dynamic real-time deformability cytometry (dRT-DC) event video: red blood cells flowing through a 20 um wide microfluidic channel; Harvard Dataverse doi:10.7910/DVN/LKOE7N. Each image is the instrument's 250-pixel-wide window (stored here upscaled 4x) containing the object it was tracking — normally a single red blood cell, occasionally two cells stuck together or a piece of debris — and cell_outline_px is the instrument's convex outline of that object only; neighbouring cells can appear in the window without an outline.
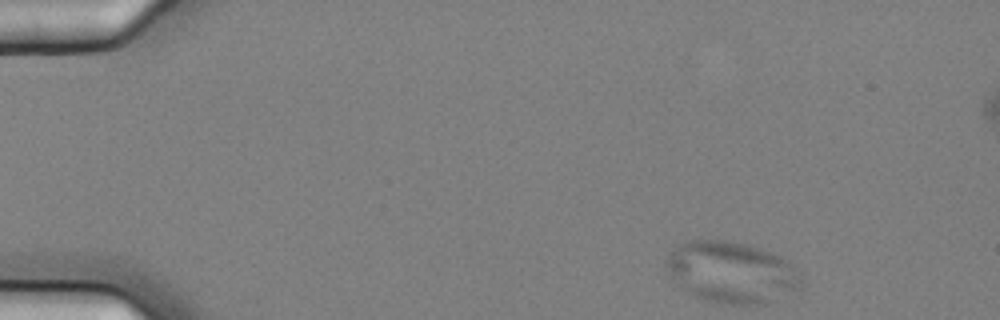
{"species": "common noctule bat (a hibernating species)", "species_latin": "Nyctalus noctula", "temperature_condition": "cold", "stored_images_in_passage": 5, "camera_frame_rate_fps": 3000, "um_per_image_px": 0.085, "animal": {"sex": "female", "body_mass_g": 25.1}, "frame": {"image": 1, "passage_image": 1, "time_ms": 0.0, "image_size_px": [1000, 320], "cell_outline_px": [[800, 288], [764, 304], [732, 304], [708, 300], [696, 296], [672, 280], [664, 268], [664, 260], [684, 240], [728, 240], [748, 244], [760, 248], [780, 256], [788, 260], [800, 272]], "centroid_in_image_um": [62.16, 23.11], "position_along_channel_um": 22.8, "area_um2": 48.15}}
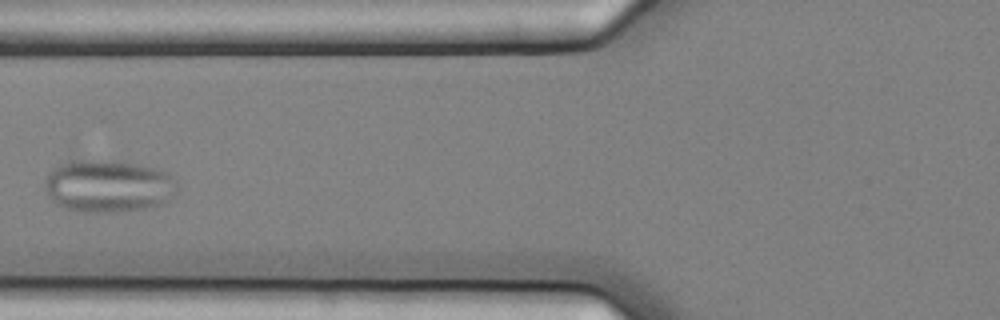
{"frame": {"image": 2, "passage_image": 5, "time_ms": 1.333, "image_size_px": [1000, 320], "cell_outline_px": [[176, 184], [168, 200], [160, 204], [144, 208], [112, 212], [84, 212], [64, 208], [56, 204], [48, 196], [44, 188], [44, 180], [48, 172], [60, 164], [72, 160], [84, 160], [136, 164], [168, 172], [176, 180]], "centroid_in_image_um": [9.12, 15.83], "position_along_channel_um": 116.7, "area_um2": 39.94}}